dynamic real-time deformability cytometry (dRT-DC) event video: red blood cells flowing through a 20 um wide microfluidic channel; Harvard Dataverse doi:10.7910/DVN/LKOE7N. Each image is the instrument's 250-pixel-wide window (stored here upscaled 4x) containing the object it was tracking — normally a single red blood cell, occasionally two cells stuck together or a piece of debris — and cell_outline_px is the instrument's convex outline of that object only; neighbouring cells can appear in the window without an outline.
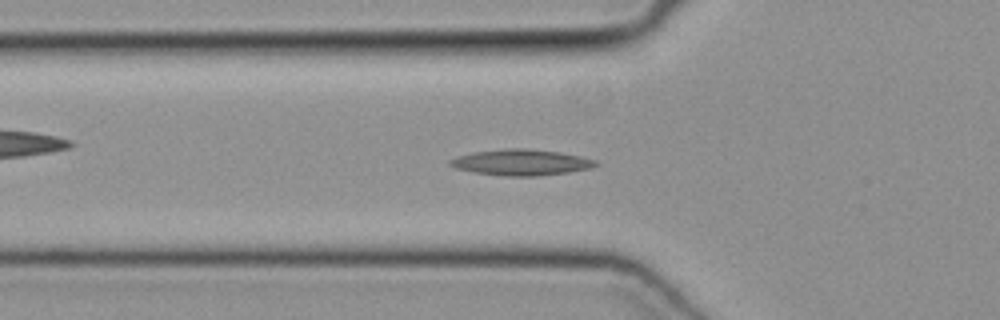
{"species": "common noctule bat (a hibernating species)", "species_latin": "Nyctalus noctula", "temperature_condition": "cold", "stored_images_in_passage": 31, "camera_frame_rate_fps": 3000, "um_per_image_px": 0.085, "animal": {"sex": "female", "body_mass_g": 19.3, "forearm_length_mm": 54.1}, "frame": {"image": 1, "passage_image": 9, "time_ms": 2.667, "image_size_px": [1000, 320], "cell_outline_px": [[600, 164], [592, 168], [568, 172], [536, 176], [508, 176], [472, 172], [456, 168], [448, 164], [448, 160], [456, 156], [472, 152], [504, 148], [524, 148], [560, 152], [580, 156], [596, 160]], "centroid_in_image_um": [44.28, 13.79], "position_along_channel_um": 81.5, "area_um2": 22.2}}
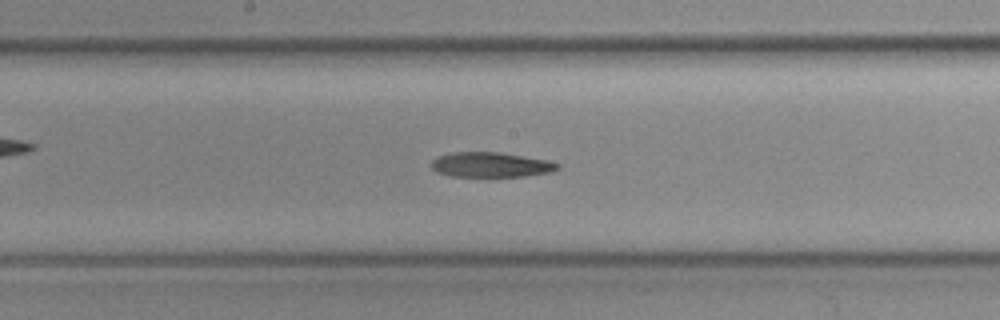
{"frame": {"image": 2, "passage_image": 18, "time_ms": 5.667, "image_size_px": [1000, 320], "cell_outline_px": [[560, 168], [548, 172], [524, 176], [452, 176], [436, 172], [428, 164], [436, 156], [452, 152], [500, 152], [548, 160], [560, 164]], "centroid_in_image_um": [41.66, 13.99], "position_along_channel_um": 206.5, "area_um2": 18.38}}
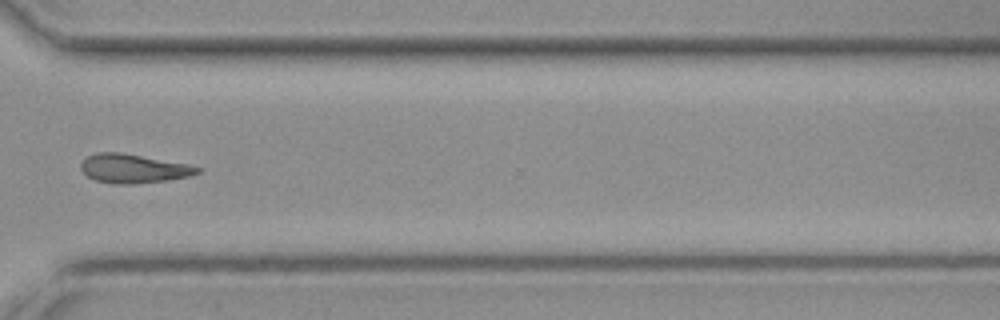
{"frame": {"image": 3, "passage_image": 29, "time_ms": 9.333, "image_size_px": [1000, 320], "cell_outline_px": [[200, 172], [188, 176], [168, 180], [132, 184], [112, 184], [96, 180], [88, 176], [80, 168], [80, 164], [88, 156], [96, 152], [120, 152], [188, 164], [200, 168]], "centroid_in_image_um": [11.32, 14.33], "position_along_channel_um": 359.3, "area_um2": 19.48}}